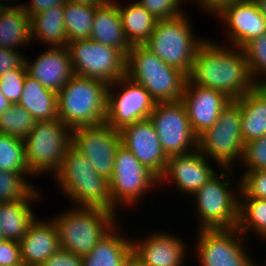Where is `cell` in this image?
Segmentation results:
<instances>
[{
    "label": "cell",
    "instance_id": "16",
    "mask_svg": "<svg viewBox=\"0 0 266 266\" xmlns=\"http://www.w3.org/2000/svg\"><path fill=\"white\" fill-rule=\"evenodd\" d=\"M121 144L158 178L166 169L168 157L163 152L155 127L149 118L120 130Z\"/></svg>",
    "mask_w": 266,
    "mask_h": 266
},
{
    "label": "cell",
    "instance_id": "51",
    "mask_svg": "<svg viewBox=\"0 0 266 266\" xmlns=\"http://www.w3.org/2000/svg\"><path fill=\"white\" fill-rule=\"evenodd\" d=\"M4 7H13V6L0 3V14H1V11L4 9Z\"/></svg>",
    "mask_w": 266,
    "mask_h": 266
},
{
    "label": "cell",
    "instance_id": "26",
    "mask_svg": "<svg viewBox=\"0 0 266 266\" xmlns=\"http://www.w3.org/2000/svg\"><path fill=\"white\" fill-rule=\"evenodd\" d=\"M17 104L23 106L36 121L59 119L58 93L46 89L28 74Z\"/></svg>",
    "mask_w": 266,
    "mask_h": 266
},
{
    "label": "cell",
    "instance_id": "48",
    "mask_svg": "<svg viewBox=\"0 0 266 266\" xmlns=\"http://www.w3.org/2000/svg\"><path fill=\"white\" fill-rule=\"evenodd\" d=\"M69 2H74V3H84V4H90V5H102L106 2H108L109 0H66Z\"/></svg>",
    "mask_w": 266,
    "mask_h": 266
},
{
    "label": "cell",
    "instance_id": "18",
    "mask_svg": "<svg viewBox=\"0 0 266 266\" xmlns=\"http://www.w3.org/2000/svg\"><path fill=\"white\" fill-rule=\"evenodd\" d=\"M218 17L225 23L231 46L240 49L266 32V19L254 0H235L225 6L216 15Z\"/></svg>",
    "mask_w": 266,
    "mask_h": 266
},
{
    "label": "cell",
    "instance_id": "27",
    "mask_svg": "<svg viewBox=\"0 0 266 266\" xmlns=\"http://www.w3.org/2000/svg\"><path fill=\"white\" fill-rule=\"evenodd\" d=\"M31 39V17L22 6L4 7L0 14V47L18 50L19 46L30 45Z\"/></svg>",
    "mask_w": 266,
    "mask_h": 266
},
{
    "label": "cell",
    "instance_id": "7",
    "mask_svg": "<svg viewBox=\"0 0 266 266\" xmlns=\"http://www.w3.org/2000/svg\"><path fill=\"white\" fill-rule=\"evenodd\" d=\"M221 172L210 178L194 195L196 214L200 218L198 229L236 228L240 194V179L237 190L228 178L232 168H221ZM228 174V175H227ZM225 180L228 179V180ZM224 181H223V180ZM236 191V192H235Z\"/></svg>",
    "mask_w": 266,
    "mask_h": 266
},
{
    "label": "cell",
    "instance_id": "46",
    "mask_svg": "<svg viewBox=\"0 0 266 266\" xmlns=\"http://www.w3.org/2000/svg\"><path fill=\"white\" fill-rule=\"evenodd\" d=\"M124 266H148L147 264L143 263L136 255L133 253L126 259Z\"/></svg>",
    "mask_w": 266,
    "mask_h": 266
},
{
    "label": "cell",
    "instance_id": "47",
    "mask_svg": "<svg viewBox=\"0 0 266 266\" xmlns=\"http://www.w3.org/2000/svg\"><path fill=\"white\" fill-rule=\"evenodd\" d=\"M255 89L266 98V77L255 83Z\"/></svg>",
    "mask_w": 266,
    "mask_h": 266
},
{
    "label": "cell",
    "instance_id": "28",
    "mask_svg": "<svg viewBox=\"0 0 266 266\" xmlns=\"http://www.w3.org/2000/svg\"><path fill=\"white\" fill-rule=\"evenodd\" d=\"M31 42L34 38L50 47H67L63 6H55L31 17Z\"/></svg>",
    "mask_w": 266,
    "mask_h": 266
},
{
    "label": "cell",
    "instance_id": "41",
    "mask_svg": "<svg viewBox=\"0 0 266 266\" xmlns=\"http://www.w3.org/2000/svg\"><path fill=\"white\" fill-rule=\"evenodd\" d=\"M0 265L24 266L21 260L20 244L16 240H0Z\"/></svg>",
    "mask_w": 266,
    "mask_h": 266
},
{
    "label": "cell",
    "instance_id": "20",
    "mask_svg": "<svg viewBox=\"0 0 266 266\" xmlns=\"http://www.w3.org/2000/svg\"><path fill=\"white\" fill-rule=\"evenodd\" d=\"M168 233L156 231L146 234L147 238L132 240V253L148 266H185L188 244Z\"/></svg>",
    "mask_w": 266,
    "mask_h": 266
},
{
    "label": "cell",
    "instance_id": "12",
    "mask_svg": "<svg viewBox=\"0 0 266 266\" xmlns=\"http://www.w3.org/2000/svg\"><path fill=\"white\" fill-rule=\"evenodd\" d=\"M155 105L156 101L142 85L127 76L121 77L108 84L105 123L120 131L129 124L149 118Z\"/></svg>",
    "mask_w": 266,
    "mask_h": 266
},
{
    "label": "cell",
    "instance_id": "3",
    "mask_svg": "<svg viewBox=\"0 0 266 266\" xmlns=\"http://www.w3.org/2000/svg\"><path fill=\"white\" fill-rule=\"evenodd\" d=\"M108 84L74 74L58 92V116L71 130L105 123Z\"/></svg>",
    "mask_w": 266,
    "mask_h": 266
},
{
    "label": "cell",
    "instance_id": "29",
    "mask_svg": "<svg viewBox=\"0 0 266 266\" xmlns=\"http://www.w3.org/2000/svg\"><path fill=\"white\" fill-rule=\"evenodd\" d=\"M115 1L118 3V11L128 42L131 46L144 45L158 20L137 1L127 6H121L118 0Z\"/></svg>",
    "mask_w": 266,
    "mask_h": 266
},
{
    "label": "cell",
    "instance_id": "10",
    "mask_svg": "<svg viewBox=\"0 0 266 266\" xmlns=\"http://www.w3.org/2000/svg\"><path fill=\"white\" fill-rule=\"evenodd\" d=\"M113 212L120 206H136L150 189L159 184V178L133 155L124 145L117 148L113 174L109 180ZM154 186V187H153ZM142 198V199H141ZM122 204V205H121Z\"/></svg>",
    "mask_w": 266,
    "mask_h": 266
},
{
    "label": "cell",
    "instance_id": "43",
    "mask_svg": "<svg viewBox=\"0 0 266 266\" xmlns=\"http://www.w3.org/2000/svg\"><path fill=\"white\" fill-rule=\"evenodd\" d=\"M21 52L0 47V76L8 70L18 68L24 62Z\"/></svg>",
    "mask_w": 266,
    "mask_h": 266
},
{
    "label": "cell",
    "instance_id": "25",
    "mask_svg": "<svg viewBox=\"0 0 266 266\" xmlns=\"http://www.w3.org/2000/svg\"><path fill=\"white\" fill-rule=\"evenodd\" d=\"M117 226L104 235L88 254L82 256V266H124L132 253V239H127L122 232L119 234Z\"/></svg>",
    "mask_w": 266,
    "mask_h": 266
},
{
    "label": "cell",
    "instance_id": "42",
    "mask_svg": "<svg viewBox=\"0 0 266 266\" xmlns=\"http://www.w3.org/2000/svg\"><path fill=\"white\" fill-rule=\"evenodd\" d=\"M40 266H82V256L59 248Z\"/></svg>",
    "mask_w": 266,
    "mask_h": 266
},
{
    "label": "cell",
    "instance_id": "8",
    "mask_svg": "<svg viewBox=\"0 0 266 266\" xmlns=\"http://www.w3.org/2000/svg\"><path fill=\"white\" fill-rule=\"evenodd\" d=\"M23 141L31 175L36 177L51 172L54 176L71 145L72 130L60 119L36 121Z\"/></svg>",
    "mask_w": 266,
    "mask_h": 266
},
{
    "label": "cell",
    "instance_id": "15",
    "mask_svg": "<svg viewBox=\"0 0 266 266\" xmlns=\"http://www.w3.org/2000/svg\"><path fill=\"white\" fill-rule=\"evenodd\" d=\"M71 144L90 161L99 175L110 180L116 151L121 144L119 130L106 123L75 128L72 130Z\"/></svg>",
    "mask_w": 266,
    "mask_h": 266
},
{
    "label": "cell",
    "instance_id": "44",
    "mask_svg": "<svg viewBox=\"0 0 266 266\" xmlns=\"http://www.w3.org/2000/svg\"><path fill=\"white\" fill-rule=\"evenodd\" d=\"M66 0H31L29 3H23L21 6L24 11L32 17L34 14L43 12L55 6H63ZM25 4V5H24Z\"/></svg>",
    "mask_w": 266,
    "mask_h": 266
},
{
    "label": "cell",
    "instance_id": "9",
    "mask_svg": "<svg viewBox=\"0 0 266 266\" xmlns=\"http://www.w3.org/2000/svg\"><path fill=\"white\" fill-rule=\"evenodd\" d=\"M241 107L231 100L221 111L216 122L197 137V149L220 168H233L242 161L245 141L241 134Z\"/></svg>",
    "mask_w": 266,
    "mask_h": 266
},
{
    "label": "cell",
    "instance_id": "45",
    "mask_svg": "<svg viewBox=\"0 0 266 266\" xmlns=\"http://www.w3.org/2000/svg\"><path fill=\"white\" fill-rule=\"evenodd\" d=\"M203 10L209 12V14H213L214 16L217 15L225 6L229 5L235 0H193Z\"/></svg>",
    "mask_w": 266,
    "mask_h": 266
},
{
    "label": "cell",
    "instance_id": "34",
    "mask_svg": "<svg viewBox=\"0 0 266 266\" xmlns=\"http://www.w3.org/2000/svg\"><path fill=\"white\" fill-rule=\"evenodd\" d=\"M36 120L23 107L11 104L0 115V134H6L20 139H25L35 126Z\"/></svg>",
    "mask_w": 266,
    "mask_h": 266
},
{
    "label": "cell",
    "instance_id": "5",
    "mask_svg": "<svg viewBox=\"0 0 266 266\" xmlns=\"http://www.w3.org/2000/svg\"><path fill=\"white\" fill-rule=\"evenodd\" d=\"M74 207L52 218L60 248L84 256L118 223L117 214L101 208Z\"/></svg>",
    "mask_w": 266,
    "mask_h": 266
},
{
    "label": "cell",
    "instance_id": "21",
    "mask_svg": "<svg viewBox=\"0 0 266 266\" xmlns=\"http://www.w3.org/2000/svg\"><path fill=\"white\" fill-rule=\"evenodd\" d=\"M25 55L27 73L43 87L58 93L74 75L67 47H50L36 60L29 62Z\"/></svg>",
    "mask_w": 266,
    "mask_h": 266
},
{
    "label": "cell",
    "instance_id": "38",
    "mask_svg": "<svg viewBox=\"0 0 266 266\" xmlns=\"http://www.w3.org/2000/svg\"><path fill=\"white\" fill-rule=\"evenodd\" d=\"M239 198H258L266 200V169L245 171L240 175Z\"/></svg>",
    "mask_w": 266,
    "mask_h": 266
},
{
    "label": "cell",
    "instance_id": "52",
    "mask_svg": "<svg viewBox=\"0 0 266 266\" xmlns=\"http://www.w3.org/2000/svg\"><path fill=\"white\" fill-rule=\"evenodd\" d=\"M4 239L3 238V233H2V230H1V224H0V240Z\"/></svg>",
    "mask_w": 266,
    "mask_h": 266
},
{
    "label": "cell",
    "instance_id": "32",
    "mask_svg": "<svg viewBox=\"0 0 266 266\" xmlns=\"http://www.w3.org/2000/svg\"><path fill=\"white\" fill-rule=\"evenodd\" d=\"M236 228L243 235L251 231L261 237V240H266V200L239 198L238 223Z\"/></svg>",
    "mask_w": 266,
    "mask_h": 266
},
{
    "label": "cell",
    "instance_id": "4",
    "mask_svg": "<svg viewBox=\"0 0 266 266\" xmlns=\"http://www.w3.org/2000/svg\"><path fill=\"white\" fill-rule=\"evenodd\" d=\"M126 76L142 85L156 103L181 100L188 78L144 45L132 46L127 53Z\"/></svg>",
    "mask_w": 266,
    "mask_h": 266
},
{
    "label": "cell",
    "instance_id": "2",
    "mask_svg": "<svg viewBox=\"0 0 266 266\" xmlns=\"http://www.w3.org/2000/svg\"><path fill=\"white\" fill-rule=\"evenodd\" d=\"M54 179L64 197L71 199L75 206L113 212L109 180L99 175L90 161L72 144L68 147Z\"/></svg>",
    "mask_w": 266,
    "mask_h": 266
},
{
    "label": "cell",
    "instance_id": "1",
    "mask_svg": "<svg viewBox=\"0 0 266 266\" xmlns=\"http://www.w3.org/2000/svg\"><path fill=\"white\" fill-rule=\"evenodd\" d=\"M207 39L198 49L188 79L237 100L255 89L243 49ZM233 49H232V48Z\"/></svg>",
    "mask_w": 266,
    "mask_h": 266
},
{
    "label": "cell",
    "instance_id": "22",
    "mask_svg": "<svg viewBox=\"0 0 266 266\" xmlns=\"http://www.w3.org/2000/svg\"><path fill=\"white\" fill-rule=\"evenodd\" d=\"M24 266H40L60 248L59 234L53 219H35L19 241Z\"/></svg>",
    "mask_w": 266,
    "mask_h": 266
},
{
    "label": "cell",
    "instance_id": "40",
    "mask_svg": "<svg viewBox=\"0 0 266 266\" xmlns=\"http://www.w3.org/2000/svg\"><path fill=\"white\" fill-rule=\"evenodd\" d=\"M185 0H137L157 20L174 19L184 14L181 3Z\"/></svg>",
    "mask_w": 266,
    "mask_h": 266
},
{
    "label": "cell",
    "instance_id": "50",
    "mask_svg": "<svg viewBox=\"0 0 266 266\" xmlns=\"http://www.w3.org/2000/svg\"><path fill=\"white\" fill-rule=\"evenodd\" d=\"M263 17L266 19V0H254Z\"/></svg>",
    "mask_w": 266,
    "mask_h": 266
},
{
    "label": "cell",
    "instance_id": "23",
    "mask_svg": "<svg viewBox=\"0 0 266 266\" xmlns=\"http://www.w3.org/2000/svg\"><path fill=\"white\" fill-rule=\"evenodd\" d=\"M90 39L120 49L125 55L131 49L122 26L118 3L115 0L95 7Z\"/></svg>",
    "mask_w": 266,
    "mask_h": 266
},
{
    "label": "cell",
    "instance_id": "49",
    "mask_svg": "<svg viewBox=\"0 0 266 266\" xmlns=\"http://www.w3.org/2000/svg\"><path fill=\"white\" fill-rule=\"evenodd\" d=\"M12 103L0 92V115L9 108Z\"/></svg>",
    "mask_w": 266,
    "mask_h": 266
},
{
    "label": "cell",
    "instance_id": "39",
    "mask_svg": "<svg viewBox=\"0 0 266 266\" xmlns=\"http://www.w3.org/2000/svg\"><path fill=\"white\" fill-rule=\"evenodd\" d=\"M241 164L243 172L266 169V135L245 143Z\"/></svg>",
    "mask_w": 266,
    "mask_h": 266
},
{
    "label": "cell",
    "instance_id": "35",
    "mask_svg": "<svg viewBox=\"0 0 266 266\" xmlns=\"http://www.w3.org/2000/svg\"><path fill=\"white\" fill-rule=\"evenodd\" d=\"M20 172L0 169V203L26 199L35 189Z\"/></svg>",
    "mask_w": 266,
    "mask_h": 266
},
{
    "label": "cell",
    "instance_id": "37",
    "mask_svg": "<svg viewBox=\"0 0 266 266\" xmlns=\"http://www.w3.org/2000/svg\"><path fill=\"white\" fill-rule=\"evenodd\" d=\"M27 69L23 62L18 68L4 72L0 76V92L12 103L17 104L24 86Z\"/></svg>",
    "mask_w": 266,
    "mask_h": 266
},
{
    "label": "cell",
    "instance_id": "36",
    "mask_svg": "<svg viewBox=\"0 0 266 266\" xmlns=\"http://www.w3.org/2000/svg\"><path fill=\"white\" fill-rule=\"evenodd\" d=\"M254 82L266 77V32L248 42L243 48ZM259 76V78H258Z\"/></svg>",
    "mask_w": 266,
    "mask_h": 266
},
{
    "label": "cell",
    "instance_id": "17",
    "mask_svg": "<svg viewBox=\"0 0 266 266\" xmlns=\"http://www.w3.org/2000/svg\"><path fill=\"white\" fill-rule=\"evenodd\" d=\"M209 160L198 149L186 154L168 157L164 174L159 185L172 183L183 194L193 196L210 178L216 174Z\"/></svg>",
    "mask_w": 266,
    "mask_h": 266
},
{
    "label": "cell",
    "instance_id": "31",
    "mask_svg": "<svg viewBox=\"0 0 266 266\" xmlns=\"http://www.w3.org/2000/svg\"><path fill=\"white\" fill-rule=\"evenodd\" d=\"M95 5L66 1L63 4L64 25L68 43L90 39Z\"/></svg>",
    "mask_w": 266,
    "mask_h": 266
},
{
    "label": "cell",
    "instance_id": "33",
    "mask_svg": "<svg viewBox=\"0 0 266 266\" xmlns=\"http://www.w3.org/2000/svg\"><path fill=\"white\" fill-rule=\"evenodd\" d=\"M0 169L3 171L20 172L26 178L31 176L25 157L23 139L0 134Z\"/></svg>",
    "mask_w": 266,
    "mask_h": 266
},
{
    "label": "cell",
    "instance_id": "30",
    "mask_svg": "<svg viewBox=\"0 0 266 266\" xmlns=\"http://www.w3.org/2000/svg\"><path fill=\"white\" fill-rule=\"evenodd\" d=\"M235 101L241 107V134L245 143L266 135V98L254 89Z\"/></svg>",
    "mask_w": 266,
    "mask_h": 266
},
{
    "label": "cell",
    "instance_id": "13",
    "mask_svg": "<svg viewBox=\"0 0 266 266\" xmlns=\"http://www.w3.org/2000/svg\"><path fill=\"white\" fill-rule=\"evenodd\" d=\"M198 234L195 253L201 266H257L237 228L199 229Z\"/></svg>",
    "mask_w": 266,
    "mask_h": 266
},
{
    "label": "cell",
    "instance_id": "11",
    "mask_svg": "<svg viewBox=\"0 0 266 266\" xmlns=\"http://www.w3.org/2000/svg\"><path fill=\"white\" fill-rule=\"evenodd\" d=\"M74 74L114 83L126 76V55L120 50L96 42L79 39L67 46Z\"/></svg>",
    "mask_w": 266,
    "mask_h": 266
},
{
    "label": "cell",
    "instance_id": "14",
    "mask_svg": "<svg viewBox=\"0 0 266 266\" xmlns=\"http://www.w3.org/2000/svg\"><path fill=\"white\" fill-rule=\"evenodd\" d=\"M167 157L186 154L197 149L185 105L181 100L158 102L149 116Z\"/></svg>",
    "mask_w": 266,
    "mask_h": 266
},
{
    "label": "cell",
    "instance_id": "19",
    "mask_svg": "<svg viewBox=\"0 0 266 266\" xmlns=\"http://www.w3.org/2000/svg\"><path fill=\"white\" fill-rule=\"evenodd\" d=\"M181 101L185 105L191 129L198 137L212 127L231 99L215 89L198 86L187 78Z\"/></svg>",
    "mask_w": 266,
    "mask_h": 266
},
{
    "label": "cell",
    "instance_id": "6",
    "mask_svg": "<svg viewBox=\"0 0 266 266\" xmlns=\"http://www.w3.org/2000/svg\"><path fill=\"white\" fill-rule=\"evenodd\" d=\"M192 21L185 13L174 19L158 20L144 44L168 65L190 74L198 49L206 41L192 31Z\"/></svg>",
    "mask_w": 266,
    "mask_h": 266
},
{
    "label": "cell",
    "instance_id": "24",
    "mask_svg": "<svg viewBox=\"0 0 266 266\" xmlns=\"http://www.w3.org/2000/svg\"><path fill=\"white\" fill-rule=\"evenodd\" d=\"M39 190L37 187L26 199L0 203V224L4 239L20 241L25 236L37 218L31 203L40 199L39 195L42 194Z\"/></svg>",
    "mask_w": 266,
    "mask_h": 266
}]
</instances>
